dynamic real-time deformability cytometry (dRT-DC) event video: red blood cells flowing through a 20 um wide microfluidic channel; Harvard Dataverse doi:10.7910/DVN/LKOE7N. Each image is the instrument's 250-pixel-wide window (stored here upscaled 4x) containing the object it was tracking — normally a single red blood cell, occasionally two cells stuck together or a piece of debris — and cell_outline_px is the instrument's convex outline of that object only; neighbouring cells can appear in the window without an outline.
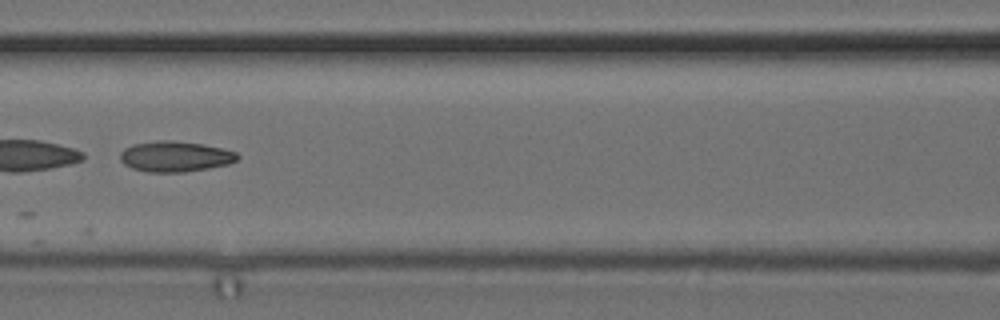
{"species": "common noctule bat (a hibernating species)", "species_latin": "Nyctalus noctula", "temperature_condition": "cold", "stored_images_in_passage": 10, "camera_frame_rate_fps": 3000, "um_per_image_px": 0.085, "animal": {"sex": "female", "body_mass_g": 24.6, "forearm_length_mm": 56.2}, "frame": {"image": 1, "passage_image": 7, "time_ms": 2.0, "image_size_px": [1000, 320], "cell_outline_px": [[240, 156], [236, 160], [228, 164], [208, 168], [184, 172], [148, 172], [132, 168], [124, 164], [120, 160], [120, 152], [124, 148], [132, 144], [160, 140], [172, 140], [204, 144], [236, 152]], "centroid_in_image_um": [14.86, 13.29], "position_along_channel_um": 151.7, "area_um2": 20.92}}
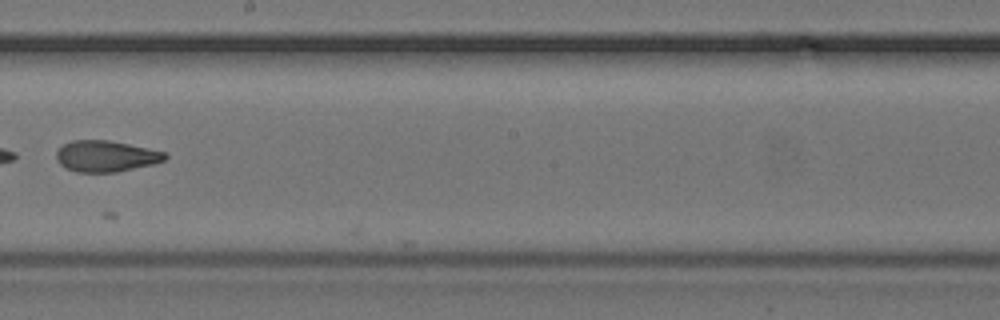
{"frame": {"image": 2, "passage_image": 9, "time_ms": 2.667, "image_size_px": [1000, 320], "cell_outline_px": [[168, 156], [164, 160], [152, 164], [116, 172], [76, 172], [64, 168], [56, 160], [56, 152], [64, 144], [72, 140], [108, 140], [168, 152]], "centroid_in_image_um": [8.99, 13.27], "position_along_channel_um": 239.2, "area_um2": 19.77}}